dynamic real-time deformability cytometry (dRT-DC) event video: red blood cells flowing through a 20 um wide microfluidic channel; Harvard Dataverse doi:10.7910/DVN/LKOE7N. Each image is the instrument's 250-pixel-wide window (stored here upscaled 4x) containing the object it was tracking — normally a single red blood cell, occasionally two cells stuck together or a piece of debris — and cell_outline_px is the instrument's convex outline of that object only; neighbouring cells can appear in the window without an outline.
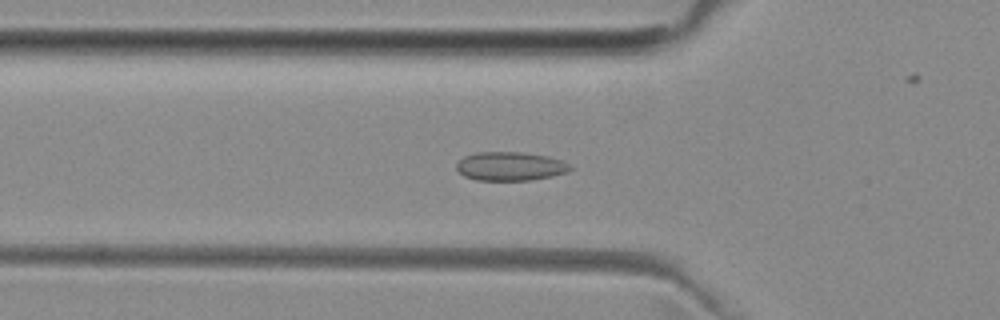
{"species": "common noctule bat (a hibernating species)", "species_latin": "Nyctalus noctula", "temperature_condition": "room temperature", "stored_images_in_passage": 38, "camera_frame_rate_fps": 3000, "um_per_image_px": 0.085, "animal": {"sex": "female", "body_mass_g": 29.2, "forearm_length_mm": 56.3}, "frame": {"image": 1, "passage_image": 3, "time_ms": 0.667, "image_size_px": [1000, 320], "cell_outline_px": [[572, 168], [568, 172], [552, 176], [532, 180], [476, 180], [464, 176], [456, 168], [456, 164], [464, 156], [476, 152], [524, 152], [548, 156], [560, 160], [568, 164]], "centroid_in_image_um": [43.36, 14.13], "position_along_channel_um": 82.4, "area_um2": 19.07}}
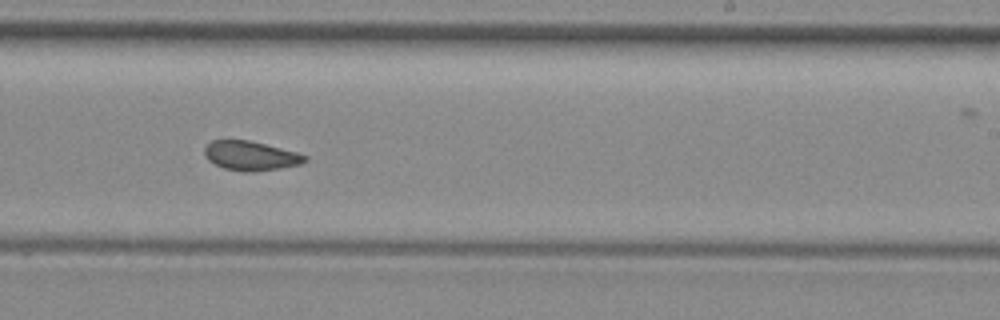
{"frame": {"image": 2, "passage_image": 17, "time_ms": 5.333, "image_size_px": [1000, 320], "cell_outline_px": [[308, 160], [300, 164], [280, 168], [252, 172], [244, 172], [224, 168], [208, 160], [204, 152], [204, 148], [212, 140], [248, 140], [296, 152], [308, 156]], "centroid_in_image_um": [21.31, 13.24], "position_along_channel_um": 267.7, "area_um2": 16.99}}
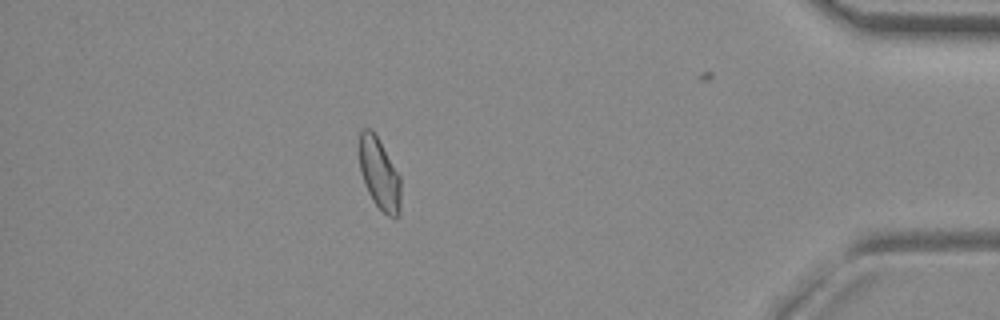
{"frame": {"image": 3, "passage_image": 31, "time_ms": 10.0, "image_size_px": [1000, 320], "cell_outline_px": [[400, 216], [396, 220], [388, 216], [372, 200], [364, 184], [360, 172], [360, 132], [364, 128], [372, 128], [400, 176]], "centroid_in_image_um": [32.26, 14.81], "position_along_channel_um": 402.9, "area_um2": 17.28}, "authors_computed_cell_mechanics": {"area_um2": 17.5423, "velocity_mm_per_s": 3.9618, "shape_relaxation_time_tau1_ms": null, "shape_relaxation_time_tau2_ms": 5.2922, "deformation_change_tau1": null, "deformation_change_tau2": 0.0773}}